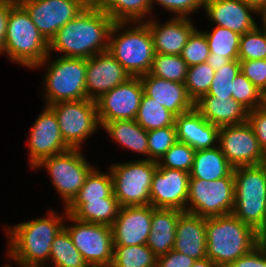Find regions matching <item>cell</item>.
I'll use <instances>...</instances> for the list:
<instances>
[{
	"label": "cell",
	"instance_id": "1",
	"mask_svg": "<svg viewBox=\"0 0 266 267\" xmlns=\"http://www.w3.org/2000/svg\"><path fill=\"white\" fill-rule=\"evenodd\" d=\"M114 23L105 11L91 2L56 32L49 41V55L60 52L63 57L89 59L107 51Z\"/></svg>",
	"mask_w": 266,
	"mask_h": 267
},
{
	"label": "cell",
	"instance_id": "2",
	"mask_svg": "<svg viewBox=\"0 0 266 267\" xmlns=\"http://www.w3.org/2000/svg\"><path fill=\"white\" fill-rule=\"evenodd\" d=\"M59 215L52 209L45 218L15 224L6 229L9 236L6 257L19 267H45L49 262L52 242L64 228L66 210ZM66 215V216H64Z\"/></svg>",
	"mask_w": 266,
	"mask_h": 267
},
{
	"label": "cell",
	"instance_id": "3",
	"mask_svg": "<svg viewBox=\"0 0 266 267\" xmlns=\"http://www.w3.org/2000/svg\"><path fill=\"white\" fill-rule=\"evenodd\" d=\"M207 258L218 267L250 252L259 244L257 232L235 215L206 218Z\"/></svg>",
	"mask_w": 266,
	"mask_h": 267
},
{
	"label": "cell",
	"instance_id": "4",
	"mask_svg": "<svg viewBox=\"0 0 266 267\" xmlns=\"http://www.w3.org/2000/svg\"><path fill=\"white\" fill-rule=\"evenodd\" d=\"M129 24L130 22L113 24L107 51L131 77H140L150 72L153 63V37L144 21L133 22V27H129ZM126 26L129 28L124 29Z\"/></svg>",
	"mask_w": 266,
	"mask_h": 267
},
{
	"label": "cell",
	"instance_id": "5",
	"mask_svg": "<svg viewBox=\"0 0 266 267\" xmlns=\"http://www.w3.org/2000/svg\"><path fill=\"white\" fill-rule=\"evenodd\" d=\"M3 53L11 61L32 69L49 55V42L18 1L9 11Z\"/></svg>",
	"mask_w": 266,
	"mask_h": 267
},
{
	"label": "cell",
	"instance_id": "6",
	"mask_svg": "<svg viewBox=\"0 0 266 267\" xmlns=\"http://www.w3.org/2000/svg\"><path fill=\"white\" fill-rule=\"evenodd\" d=\"M49 57L51 56L48 55L34 67L47 66L42 83L45 89L43 92L45 105L88 99L86 95L87 59L58 56L48 62Z\"/></svg>",
	"mask_w": 266,
	"mask_h": 267
},
{
	"label": "cell",
	"instance_id": "7",
	"mask_svg": "<svg viewBox=\"0 0 266 267\" xmlns=\"http://www.w3.org/2000/svg\"><path fill=\"white\" fill-rule=\"evenodd\" d=\"M232 214L258 232L266 217V166L236 167Z\"/></svg>",
	"mask_w": 266,
	"mask_h": 267
},
{
	"label": "cell",
	"instance_id": "8",
	"mask_svg": "<svg viewBox=\"0 0 266 267\" xmlns=\"http://www.w3.org/2000/svg\"><path fill=\"white\" fill-rule=\"evenodd\" d=\"M158 162L139 159L110 165L113 194L120 207L150 205V188Z\"/></svg>",
	"mask_w": 266,
	"mask_h": 267
},
{
	"label": "cell",
	"instance_id": "9",
	"mask_svg": "<svg viewBox=\"0 0 266 267\" xmlns=\"http://www.w3.org/2000/svg\"><path fill=\"white\" fill-rule=\"evenodd\" d=\"M233 208V171L213 181L189 178L186 212L209 218L231 214Z\"/></svg>",
	"mask_w": 266,
	"mask_h": 267
},
{
	"label": "cell",
	"instance_id": "10",
	"mask_svg": "<svg viewBox=\"0 0 266 267\" xmlns=\"http://www.w3.org/2000/svg\"><path fill=\"white\" fill-rule=\"evenodd\" d=\"M51 176L52 185L66 207L84 185L94 168L85 159L81 149H69L63 153L41 160L33 169L42 168Z\"/></svg>",
	"mask_w": 266,
	"mask_h": 267
},
{
	"label": "cell",
	"instance_id": "11",
	"mask_svg": "<svg viewBox=\"0 0 266 267\" xmlns=\"http://www.w3.org/2000/svg\"><path fill=\"white\" fill-rule=\"evenodd\" d=\"M65 143L71 149H82L81 144L101 128L96 101L81 99L50 105Z\"/></svg>",
	"mask_w": 266,
	"mask_h": 267
},
{
	"label": "cell",
	"instance_id": "12",
	"mask_svg": "<svg viewBox=\"0 0 266 267\" xmlns=\"http://www.w3.org/2000/svg\"><path fill=\"white\" fill-rule=\"evenodd\" d=\"M71 225L64 228L74 246L90 267H110L113 260V237L111 226L77 220L67 213Z\"/></svg>",
	"mask_w": 266,
	"mask_h": 267
},
{
	"label": "cell",
	"instance_id": "13",
	"mask_svg": "<svg viewBox=\"0 0 266 267\" xmlns=\"http://www.w3.org/2000/svg\"><path fill=\"white\" fill-rule=\"evenodd\" d=\"M38 31L49 42L56 32L74 19L91 0H18Z\"/></svg>",
	"mask_w": 266,
	"mask_h": 267
},
{
	"label": "cell",
	"instance_id": "14",
	"mask_svg": "<svg viewBox=\"0 0 266 267\" xmlns=\"http://www.w3.org/2000/svg\"><path fill=\"white\" fill-rule=\"evenodd\" d=\"M217 143L233 168L262 163L263 149L248 122L220 127Z\"/></svg>",
	"mask_w": 266,
	"mask_h": 267
},
{
	"label": "cell",
	"instance_id": "15",
	"mask_svg": "<svg viewBox=\"0 0 266 267\" xmlns=\"http://www.w3.org/2000/svg\"><path fill=\"white\" fill-rule=\"evenodd\" d=\"M140 77H130L96 100L100 123L135 120L143 97Z\"/></svg>",
	"mask_w": 266,
	"mask_h": 267
},
{
	"label": "cell",
	"instance_id": "16",
	"mask_svg": "<svg viewBox=\"0 0 266 267\" xmlns=\"http://www.w3.org/2000/svg\"><path fill=\"white\" fill-rule=\"evenodd\" d=\"M28 139L31 169L41 160L71 149L61 135L57 117L50 106H45L37 117L31 126Z\"/></svg>",
	"mask_w": 266,
	"mask_h": 267
},
{
	"label": "cell",
	"instance_id": "17",
	"mask_svg": "<svg viewBox=\"0 0 266 267\" xmlns=\"http://www.w3.org/2000/svg\"><path fill=\"white\" fill-rule=\"evenodd\" d=\"M189 178L188 172L157 167L150 188V205L186 211Z\"/></svg>",
	"mask_w": 266,
	"mask_h": 267
},
{
	"label": "cell",
	"instance_id": "18",
	"mask_svg": "<svg viewBox=\"0 0 266 267\" xmlns=\"http://www.w3.org/2000/svg\"><path fill=\"white\" fill-rule=\"evenodd\" d=\"M130 77L108 51L100 52L87 59V98L96 101L106 92L126 82Z\"/></svg>",
	"mask_w": 266,
	"mask_h": 267
},
{
	"label": "cell",
	"instance_id": "19",
	"mask_svg": "<svg viewBox=\"0 0 266 267\" xmlns=\"http://www.w3.org/2000/svg\"><path fill=\"white\" fill-rule=\"evenodd\" d=\"M152 206L120 207L111 225L113 246L144 245L151 230Z\"/></svg>",
	"mask_w": 266,
	"mask_h": 267
},
{
	"label": "cell",
	"instance_id": "20",
	"mask_svg": "<svg viewBox=\"0 0 266 267\" xmlns=\"http://www.w3.org/2000/svg\"><path fill=\"white\" fill-rule=\"evenodd\" d=\"M204 10L216 26L228 28L239 35L257 26L252 14L257 15L258 11L242 0H205Z\"/></svg>",
	"mask_w": 266,
	"mask_h": 267
},
{
	"label": "cell",
	"instance_id": "21",
	"mask_svg": "<svg viewBox=\"0 0 266 267\" xmlns=\"http://www.w3.org/2000/svg\"><path fill=\"white\" fill-rule=\"evenodd\" d=\"M144 22L148 25L154 42L155 53L181 55L191 34L197 29L190 18L171 17L164 23L156 20Z\"/></svg>",
	"mask_w": 266,
	"mask_h": 267
},
{
	"label": "cell",
	"instance_id": "22",
	"mask_svg": "<svg viewBox=\"0 0 266 267\" xmlns=\"http://www.w3.org/2000/svg\"><path fill=\"white\" fill-rule=\"evenodd\" d=\"M140 79L144 95L154 99L175 116L195 107L184 83L165 80L149 73L140 76Z\"/></svg>",
	"mask_w": 266,
	"mask_h": 267
},
{
	"label": "cell",
	"instance_id": "23",
	"mask_svg": "<svg viewBox=\"0 0 266 267\" xmlns=\"http://www.w3.org/2000/svg\"><path fill=\"white\" fill-rule=\"evenodd\" d=\"M206 218L183 211L178 219L173 250L194 260L207 257Z\"/></svg>",
	"mask_w": 266,
	"mask_h": 267
},
{
	"label": "cell",
	"instance_id": "24",
	"mask_svg": "<svg viewBox=\"0 0 266 267\" xmlns=\"http://www.w3.org/2000/svg\"><path fill=\"white\" fill-rule=\"evenodd\" d=\"M177 140L202 150L218 145L219 127L205 120L194 107L192 110L175 116ZM215 144V145H214Z\"/></svg>",
	"mask_w": 266,
	"mask_h": 267
},
{
	"label": "cell",
	"instance_id": "25",
	"mask_svg": "<svg viewBox=\"0 0 266 267\" xmlns=\"http://www.w3.org/2000/svg\"><path fill=\"white\" fill-rule=\"evenodd\" d=\"M195 108L205 120L219 128L248 122V110L234 99L202 96L195 102Z\"/></svg>",
	"mask_w": 266,
	"mask_h": 267
},
{
	"label": "cell",
	"instance_id": "26",
	"mask_svg": "<svg viewBox=\"0 0 266 267\" xmlns=\"http://www.w3.org/2000/svg\"><path fill=\"white\" fill-rule=\"evenodd\" d=\"M183 211L154 208L152 206L151 230L146 245L160 257L173 250L178 219Z\"/></svg>",
	"mask_w": 266,
	"mask_h": 267
},
{
	"label": "cell",
	"instance_id": "27",
	"mask_svg": "<svg viewBox=\"0 0 266 267\" xmlns=\"http://www.w3.org/2000/svg\"><path fill=\"white\" fill-rule=\"evenodd\" d=\"M101 129L109 134L112 140L133 152L146 155L149 159L147 131L135 120H115L100 123Z\"/></svg>",
	"mask_w": 266,
	"mask_h": 267
},
{
	"label": "cell",
	"instance_id": "28",
	"mask_svg": "<svg viewBox=\"0 0 266 267\" xmlns=\"http://www.w3.org/2000/svg\"><path fill=\"white\" fill-rule=\"evenodd\" d=\"M233 169L217 145L214 148L197 150L195 152L189 175L190 178L213 181L227 177Z\"/></svg>",
	"mask_w": 266,
	"mask_h": 267
},
{
	"label": "cell",
	"instance_id": "29",
	"mask_svg": "<svg viewBox=\"0 0 266 267\" xmlns=\"http://www.w3.org/2000/svg\"><path fill=\"white\" fill-rule=\"evenodd\" d=\"M104 197H115L112 175L111 172L101 173L94 167L87 175L84 185L77 195L65 207L66 213L72 215L86 201L101 200Z\"/></svg>",
	"mask_w": 266,
	"mask_h": 267
},
{
	"label": "cell",
	"instance_id": "30",
	"mask_svg": "<svg viewBox=\"0 0 266 267\" xmlns=\"http://www.w3.org/2000/svg\"><path fill=\"white\" fill-rule=\"evenodd\" d=\"M105 11L114 22H143L147 15L151 16L150 0H91ZM146 15V16H145Z\"/></svg>",
	"mask_w": 266,
	"mask_h": 267
},
{
	"label": "cell",
	"instance_id": "31",
	"mask_svg": "<svg viewBox=\"0 0 266 267\" xmlns=\"http://www.w3.org/2000/svg\"><path fill=\"white\" fill-rule=\"evenodd\" d=\"M120 205L116 197L86 201L73 214L77 220L111 226L118 216Z\"/></svg>",
	"mask_w": 266,
	"mask_h": 267
},
{
	"label": "cell",
	"instance_id": "32",
	"mask_svg": "<svg viewBox=\"0 0 266 267\" xmlns=\"http://www.w3.org/2000/svg\"><path fill=\"white\" fill-rule=\"evenodd\" d=\"M45 267H90L82 258L81 253L74 246L72 238L65 228H63L52 242L49 263Z\"/></svg>",
	"mask_w": 266,
	"mask_h": 267
},
{
	"label": "cell",
	"instance_id": "33",
	"mask_svg": "<svg viewBox=\"0 0 266 267\" xmlns=\"http://www.w3.org/2000/svg\"><path fill=\"white\" fill-rule=\"evenodd\" d=\"M135 121L146 131L175 126V115L143 94Z\"/></svg>",
	"mask_w": 266,
	"mask_h": 267
},
{
	"label": "cell",
	"instance_id": "34",
	"mask_svg": "<svg viewBox=\"0 0 266 267\" xmlns=\"http://www.w3.org/2000/svg\"><path fill=\"white\" fill-rule=\"evenodd\" d=\"M202 32L205 34L209 44V57H225L230 60H238L241 35L219 26H215L212 32Z\"/></svg>",
	"mask_w": 266,
	"mask_h": 267
},
{
	"label": "cell",
	"instance_id": "35",
	"mask_svg": "<svg viewBox=\"0 0 266 267\" xmlns=\"http://www.w3.org/2000/svg\"><path fill=\"white\" fill-rule=\"evenodd\" d=\"M110 267H157V256L146 244L113 246Z\"/></svg>",
	"mask_w": 266,
	"mask_h": 267
},
{
	"label": "cell",
	"instance_id": "36",
	"mask_svg": "<svg viewBox=\"0 0 266 267\" xmlns=\"http://www.w3.org/2000/svg\"><path fill=\"white\" fill-rule=\"evenodd\" d=\"M189 66L181 55L155 53L149 74L174 82L184 83Z\"/></svg>",
	"mask_w": 266,
	"mask_h": 267
},
{
	"label": "cell",
	"instance_id": "37",
	"mask_svg": "<svg viewBox=\"0 0 266 267\" xmlns=\"http://www.w3.org/2000/svg\"><path fill=\"white\" fill-rule=\"evenodd\" d=\"M215 70L206 62L195 66H189L184 85L188 96L197 102L207 94L214 78Z\"/></svg>",
	"mask_w": 266,
	"mask_h": 267
},
{
	"label": "cell",
	"instance_id": "38",
	"mask_svg": "<svg viewBox=\"0 0 266 267\" xmlns=\"http://www.w3.org/2000/svg\"><path fill=\"white\" fill-rule=\"evenodd\" d=\"M266 59V30L258 25L241 35L238 60Z\"/></svg>",
	"mask_w": 266,
	"mask_h": 267
},
{
	"label": "cell",
	"instance_id": "39",
	"mask_svg": "<svg viewBox=\"0 0 266 267\" xmlns=\"http://www.w3.org/2000/svg\"><path fill=\"white\" fill-rule=\"evenodd\" d=\"M240 73L239 60H231L214 73V78L207 94L216 98L232 99L233 80Z\"/></svg>",
	"mask_w": 266,
	"mask_h": 267
},
{
	"label": "cell",
	"instance_id": "40",
	"mask_svg": "<svg viewBox=\"0 0 266 267\" xmlns=\"http://www.w3.org/2000/svg\"><path fill=\"white\" fill-rule=\"evenodd\" d=\"M195 152L196 150L190 145L177 141L158 160V167L177 169L189 173L192 168Z\"/></svg>",
	"mask_w": 266,
	"mask_h": 267
},
{
	"label": "cell",
	"instance_id": "41",
	"mask_svg": "<svg viewBox=\"0 0 266 267\" xmlns=\"http://www.w3.org/2000/svg\"><path fill=\"white\" fill-rule=\"evenodd\" d=\"M149 160L157 161L177 140L176 126H167L147 131Z\"/></svg>",
	"mask_w": 266,
	"mask_h": 267
},
{
	"label": "cell",
	"instance_id": "42",
	"mask_svg": "<svg viewBox=\"0 0 266 267\" xmlns=\"http://www.w3.org/2000/svg\"><path fill=\"white\" fill-rule=\"evenodd\" d=\"M232 99L251 111L261 107L262 92L240 72L233 80Z\"/></svg>",
	"mask_w": 266,
	"mask_h": 267
},
{
	"label": "cell",
	"instance_id": "43",
	"mask_svg": "<svg viewBox=\"0 0 266 267\" xmlns=\"http://www.w3.org/2000/svg\"><path fill=\"white\" fill-rule=\"evenodd\" d=\"M210 55L209 44L205 34L196 29L184 46L181 57L188 66L205 63Z\"/></svg>",
	"mask_w": 266,
	"mask_h": 267
},
{
	"label": "cell",
	"instance_id": "44",
	"mask_svg": "<svg viewBox=\"0 0 266 267\" xmlns=\"http://www.w3.org/2000/svg\"><path fill=\"white\" fill-rule=\"evenodd\" d=\"M205 0H150L151 8L154 3L162 6L167 11L172 12L176 18H189L201 7L204 8Z\"/></svg>",
	"mask_w": 266,
	"mask_h": 267
},
{
	"label": "cell",
	"instance_id": "45",
	"mask_svg": "<svg viewBox=\"0 0 266 267\" xmlns=\"http://www.w3.org/2000/svg\"><path fill=\"white\" fill-rule=\"evenodd\" d=\"M240 72L261 92L266 91V59L239 61Z\"/></svg>",
	"mask_w": 266,
	"mask_h": 267
},
{
	"label": "cell",
	"instance_id": "46",
	"mask_svg": "<svg viewBox=\"0 0 266 267\" xmlns=\"http://www.w3.org/2000/svg\"><path fill=\"white\" fill-rule=\"evenodd\" d=\"M227 267H266V245L259 243L250 252L231 262Z\"/></svg>",
	"mask_w": 266,
	"mask_h": 267
},
{
	"label": "cell",
	"instance_id": "47",
	"mask_svg": "<svg viewBox=\"0 0 266 267\" xmlns=\"http://www.w3.org/2000/svg\"><path fill=\"white\" fill-rule=\"evenodd\" d=\"M248 123L252 126L260 147L266 148V111L261 107L248 111Z\"/></svg>",
	"mask_w": 266,
	"mask_h": 267
},
{
	"label": "cell",
	"instance_id": "48",
	"mask_svg": "<svg viewBox=\"0 0 266 267\" xmlns=\"http://www.w3.org/2000/svg\"><path fill=\"white\" fill-rule=\"evenodd\" d=\"M194 262V259L175 250L157 257V267H191Z\"/></svg>",
	"mask_w": 266,
	"mask_h": 267
},
{
	"label": "cell",
	"instance_id": "49",
	"mask_svg": "<svg viewBox=\"0 0 266 267\" xmlns=\"http://www.w3.org/2000/svg\"><path fill=\"white\" fill-rule=\"evenodd\" d=\"M15 2L16 1L0 2V54H3L9 11Z\"/></svg>",
	"mask_w": 266,
	"mask_h": 267
},
{
	"label": "cell",
	"instance_id": "50",
	"mask_svg": "<svg viewBox=\"0 0 266 267\" xmlns=\"http://www.w3.org/2000/svg\"><path fill=\"white\" fill-rule=\"evenodd\" d=\"M230 61L229 58L225 57H208L206 63L216 71L224 67V65L228 64Z\"/></svg>",
	"mask_w": 266,
	"mask_h": 267
},
{
	"label": "cell",
	"instance_id": "51",
	"mask_svg": "<svg viewBox=\"0 0 266 267\" xmlns=\"http://www.w3.org/2000/svg\"><path fill=\"white\" fill-rule=\"evenodd\" d=\"M191 267H218L209 258H204L201 260H195Z\"/></svg>",
	"mask_w": 266,
	"mask_h": 267
},
{
	"label": "cell",
	"instance_id": "52",
	"mask_svg": "<svg viewBox=\"0 0 266 267\" xmlns=\"http://www.w3.org/2000/svg\"><path fill=\"white\" fill-rule=\"evenodd\" d=\"M242 1L254 7L257 11L260 10L266 4V0H242Z\"/></svg>",
	"mask_w": 266,
	"mask_h": 267
},
{
	"label": "cell",
	"instance_id": "53",
	"mask_svg": "<svg viewBox=\"0 0 266 267\" xmlns=\"http://www.w3.org/2000/svg\"><path fill=\"white\" fill-rule=\"evenodd\" d=\"M259 243L266 245V217L262 228L257 232Z\"/></svg>",
	"mask_w": 266,
	"mask_h": 267
},
{
	"label": "cell",
	"instance_id": "54",
	"mask_svg": "<svg viewBox=\"0 0 266 267\" xmlns=\"http://www.w3.org/2000/svg\"><path fill=\"white\" fill-rule=\"evenodd\" d=\"M261 15L260 17L262 18V28L266 30V4L258 10V16Z\"/></svg>",
	"mask_w": 266,
	"mask_h": 267
},
{
	"label": "cell",
	"instance_id": "55",
	"mask_svg": "<svg viewBox=\"0 0 266 267\" xmlns=\"http://www.w3.org/2000/svg\"><path fill=\"white\" fill-rule=\"evenodd\" d=\"M261 108L266 111V91L262 92Z\"/></svg>",
	"mask_w": 266,
	"mask_h": 267
},
{
	"label": "cell",
	"instance_id": "56",
	"mask_svg": "<svg viewBox=\"0 0 266 267\" xmlns=\"http://www.w3.org/2000/svg\"><path fill=\"white\" fill-rule=\"evenodd\" d=\"M261 164L266 166V148L263 149V157H262V163Z\"/></svg>",
	"mask_w": 266,
	"mask_h": 267
},
{
	"label": "cell",
	"instance_id": "57",
	"mask_svg": "<svg viewBox=\"0 0 266 267\" xmlns=\"http://www.w3.org/2000/svg\"><path fill=\"white\" fill-rule=\"evenodd\" d=\"M3 267H13V266H11L10 264H6Z\"/></svg>",
	"mask_w": 266,
	"mask_h": 267
},
{
	"label": "cell",
	"instance_id": "58",
	"mask_svg": "<svg viewBox=\"0 0 266 267\" xmlns=\"http://www.w3.org/2000/svg\"><path fill=\"white\" fill-rule=\"evenodd\" d=\"M2 1H16V0H0V2H2Z\"/></svg>",
	"mask_w": 266,
	"mask_h": 267
}]
</instances>
